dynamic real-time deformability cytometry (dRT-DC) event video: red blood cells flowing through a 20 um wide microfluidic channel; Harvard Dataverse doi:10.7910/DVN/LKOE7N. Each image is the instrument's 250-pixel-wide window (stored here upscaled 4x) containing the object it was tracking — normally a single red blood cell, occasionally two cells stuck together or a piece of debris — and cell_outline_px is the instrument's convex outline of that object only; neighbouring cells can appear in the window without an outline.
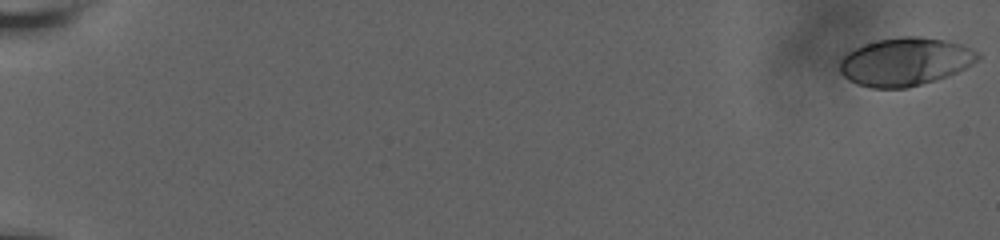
{"species": "human", "species_latin": "Homo sapiens", "temperature_condition": "room temperature", "stored_images_in_passage": 22, "camera_frame_rate_fps": 3000, "um_per_image_px": 0.085, "donor": {"sex": "male"}, "frame": {"image": 1, "passage_image": 1, "time_ms": 0.0, "image_size_px": [1000, 240], "cell_outline_px": [[980, 56], [976, 60], [964, 68], [956, 72], [936, 80], [908, 88], [872, 88], [856, 84], [848, 80], [840, 72], [840, 60], [848, 52], [864, 44], [876, 40], [904, 36], [916, 36], [944, 40], [960, 44], [976, 52]], "centroid_in_image_um": [76.88, 5.25], "position_along_channel_um": 8.1, "area_um2": 38.32}}
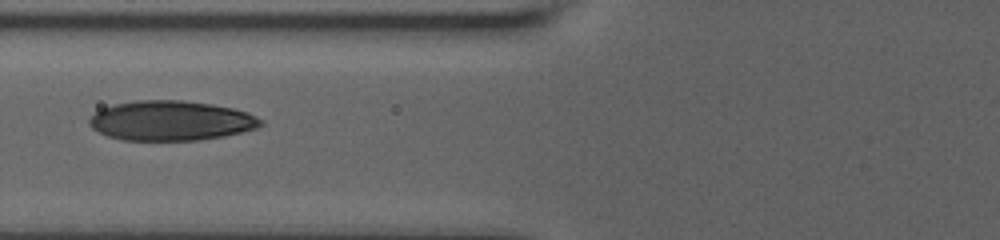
{"frame": {"image": 2, "passage_image": 9, "time_ms": 9.0, "image_size_px": [1000, 240], "cell_outline_px": [[264, 124], [256, 128], [224, 136], [196, 140], [124, 140], [108, 136], [92, 128], [88, 124], [88, 120], [100, 108], [116, 104], [136, 100], [180, 100], [212, 104], [232, 108], [248, 112], [264, 120]], "centroid_in_image_um": [14.53, 10.25], "position_along_channel_um": 111.3, "area_um2": 39.71}}
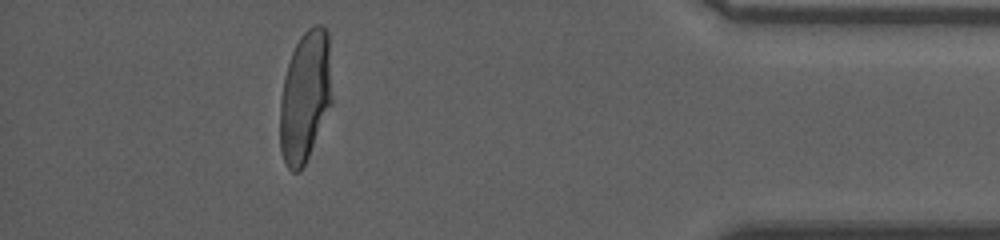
{"frame": {"image": 3, "passage_image": 18, "time_ms": 18.333, "image_size_px": [1000, 240], "cell_outline_px": [[332, 104], [308, 156], [304, 164], [296, 172], [292, 172], [288, 168], [284, 160], [280, 148], [280, 100], [284, 76], [292, 52], [300, 36], [308, 28], [316, 24], [320, 24], [328, 32], [332, 96]], "centroid_in_image_um": [25.94, 8.18], "position_along_channel_um": 409.3, "area_um2": 39.65}, "authors_computed_cell_mechanics": {"area_um2": 39.6797, "velocity_mm_per_s": 3.6178, "shape_relaxation_time_tau1_ms": 5.1138, "shape_relaxation_time_tau2_ms": null, "deformation_change_tau1": 0.1868, "deformation_change_tau2": null}}